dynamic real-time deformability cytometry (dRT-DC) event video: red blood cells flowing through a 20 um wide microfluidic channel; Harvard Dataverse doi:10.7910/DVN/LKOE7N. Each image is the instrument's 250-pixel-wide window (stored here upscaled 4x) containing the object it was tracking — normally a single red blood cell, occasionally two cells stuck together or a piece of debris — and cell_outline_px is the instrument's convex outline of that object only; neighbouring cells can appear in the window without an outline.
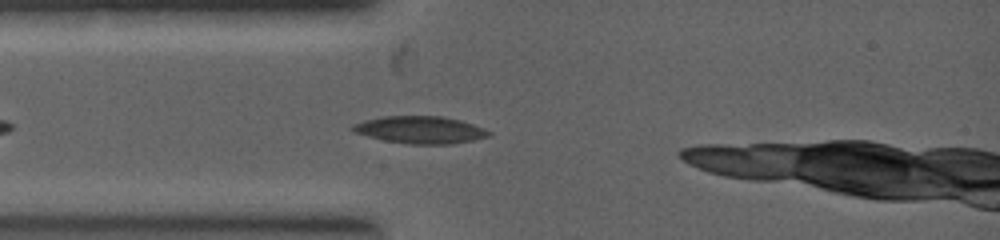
{"species": "common noctule bat (a hibernating species)", "species_latin": "Nyctalus noctula", "temperature_condition": "warm", "stored_images_in_passage": 4, "camera_frame_rate_fps": 5000, "um_per_image_px": 0.085, "animal": {"sex": "female", "body_mass_g": 19.0, "forearm_length_mm": 53.3}, "frame": {"image": 1, "passage_image": 2, "time_ms": 0.6, "image_size_px": [1000, 240], "cell_outline_px": [[492, 136], [452, 144], [408, 144], [384, 140], [352, 132], [348, 128], [352, 124], [364, 120], [384, 116], [440, 116], [460, 120], [484, 128], [492, 132]], "centroid_in_image_um": [35.7, 11.04], "position_along_channel_um": 49.3, "area_um2": 21.79}}